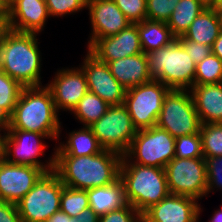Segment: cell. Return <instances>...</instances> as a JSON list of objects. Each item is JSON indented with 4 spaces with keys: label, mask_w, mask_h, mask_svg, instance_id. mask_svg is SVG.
Listing matches in <instances>:
<instances>
[{
    "label": "cell",
    "mask_w": 222,
    "mask_h": 222,
    "mask_svg": "<svg viewBox=\"0 0 222 222\" xmlns=\"http://www.w3.org/2000/svg\"><path fill=\"white\" fill-rule=\"evenodd\" d=\"M66 143L60 142L54 149V156H85L99 154L104 149L89 127H82L69 133Z\"/></svg>",
    "instance_id": "obj_24"
},
{
    "label": "cell",
    "mask_w": 222,
    "mask_h": 222,
    "mask_svg": "<svg viewBox=\"0 0 222 222\" xmlns=\"http://www.w3.org/2000/svg\"><path fill=\"white\" fill-rule=\"evenodd\" d=\"M0 222H22L16 204L0 201Z\"/></svg>",
    "instance_id": "obj_39"
},
{
    "label": "cell",
    "mask_w": 222,
    "mask_h": 222,
    "mask_svg": "<svg viewBox=\"0 0 222 222\" xmlns=\"http://www.w3.org/2000/svg\"><path fill=\"white\" fill-rule=\"evenodd\" d=\"M46 222H76V217H71L59 210L55 212Z\"/></svg>",
    "instance_id": "obj_41"
},
{
    "label": "cell",
    "mask_w": 222,
    "mask_h": 222,
    "mask_svg": "<svg viewBox=\"0 0 222 222\" xmlns=\"http://www.w3.org/2000/svg\"><path fill=\"white\" fill-rule=\"evenodd\" d=\"M65 185L54 172L45 173L33 188L16 204L22 222H46L60 210Z\"/></svg>",
    "instance_id": "obj_7"
},
{
    "label": "cell",
    "mask_w": 222,
    "mask_h": 222,
    "mask_svg": "<svg viewBox=\"0 0 222 222\" xmlns=\"http://www.w3.org/2000/svg\"><path fill=\"white\" fill-rule=\"evenodd\" d=\"M119 178L127 203L141 214L170 194L164 168L121 163Z\"/></svg>",
    "instance_id": "obj_4"
},
{
    "label": "cell",
    "mask_w": 222,
    "mask_h": 222,
    "mask_svg": "<svg viewBox=\"0 0 222 222\" xmlns=\"http://www.w3.org/2000/svg\"><path fill=\"white\" fill-rule=\"evenodd\" d=\"M45 3L50 17H63L87 7V0H45Z\"/></svg>",
    "instance_id": "obj_34"
},
{
    "label": "cell",
    "mask_w": 222,
    "mask_h": 222,
    "mask_svg": "<svg viewBox=\"0 0 222 222\" xmlns=\"http://www.w3.org/2000/svg\"><path fill=\"white\" fill-rule=\"evenodd\" d=\"M217 14L219 16L220 26H221V31H222V9L217 10Z\"/></svg>",
    "instance_id": "obj_50"
},
{
    "label": "cell",
    "mask_w": 222,
    "mask_h": 222,
    "mask_svg": "<svg viewBox=\"0 0 222 222\" xmlns=\"http://www.w3.org/2000/svg\"><path fill=\"white\" fill-rule=\"evenodd\" d=\"M1 131L4 135H2ZM8 130H0V162L5 160V140Z\"/></svg>",
    "instance_id": "obj_45"
},
{
    "label": "cell",
    "mask_w": 222,
    "mask_h": 222,
    "mask_svg": "<svg viewBox=\"0 0 222 222\" xmlns=\"http://www.w3.org/2000/svg\"><path fill=\"white\" fill-rule=\"evenodd\" d=\"M76 222H99V216L89 207L76 216Z\"/></svg>",
    "instance_id": "obj_40"
},
{
    "label": "cell",
    "mask_w": 222,
    "mask_h": 222,
    "mask_svg": "<svg viewBox=\"0 0 222 222\" xmlns=\"http://www.w3.org/2000/svg\"><path fill=\"white\" fill-rule=\"evenodd\" d=\"M142 51L146 54L169 45L176 38L167 23L145 19L137 23Z\"/></svg>",
    "instance_id": "obj_25"
},
{
    "label": "cell",
    "mask_w": 222,
    "mask_h": 222,
    "mask_svg": "<svg viewBox=\"0 0 222 222\" xmlns=\"http://www.w3.org/2000/svg\"><path fill=\"white\" fill-rule=\"evenodd\" d=\"M99 222H143L142 214L130 204L99 217Z\"/></svg>",
    "instance_id": "obj_37"
},
{
    "label": "cell",
    "mask_w": 222,
    "mask_h": 222,
    "mask_svg": "<svg viewBox=\"0 0 222 222\" xmlns=\"http://www.w3.org/2000/svg\"><path fill=\"white\" fill-rule=\"evenodd\" d=\"M9 30L10 27L7 14H0V44Z\"/></svg>",
    "instance_id": "obj_43"
},
{
    "label": "cell",
    "mask_w": 222,
    "mask_h": 222,
    "mask_svg": "<svg viewBox=\"0 0 222 222\" xmlns=\"http://www.w3.org/2000/svg\"><path fill=\"white\" fill-rule=\"evenodd\" d=\"M175 157L204 158L200 133L175 138Z\"/></svg>",
    "instance_id": "obj_32"
},
{
    "label": "cell",
    "mask_w": 222,
    "mask_h": 222,
    "mask_svg": "<svg viewBox=\"0 0 222 222\" xmlns=\"http://www.w3.org/2000/svg\"><path fill=\"white\" fill-rule=\"evenodd\" d=\"M199 133L204 157L222 156V123L201 124Z\"/></svg>",
    "instance_id": "obj_30"
},
{
    "label": "cell",
    "mask_w": 222,
    "mask_h": 222,
    "mask_svg": "<svg viewBox=\"0 0 222 222\" xmlns=\"http://www.w3.org/2000/svg\"><path fill=\"white\" fill-rule=\"evenodd\" d=\"M199 1H201L207 7H210L214 3V0H199Z\"/></svg>",
    "instance_id": "obj_49"
},
{
    "label": "cell",
    "mask_w": 222,
    "mask_h": 222,
    "mask_svg": "<svg viewBox=\"0 0 222 222\" xmlns=\"http://www.w3.org/2000/svg\"><path fill=\"white\" fill-rule=\"evenodd\" d=\"M127 19L132 23H140L146 19L147 0H113Z\"/></svg>",
    "instance_id": "obj_35"
},
{
    "label": "cell",
    "mask_w": 222,
    "mask_h": 222,
    "mask_svg": "<svg viewBox=\"0 0 222 222\" xmlns=\"http://www.w3.org/2000/svg\"><path fill=\"white\" fill-rule=\"evenodd\" d=\"M51 91L44 85L24 87L11 115L9 129L45 134L57 141L62 132Z\"/></svg>",
    "instance_id": "obj_3"
},
{
    "label": "cell",
    "mask_w": 222,
    "mask_h": 222,
    "mask_svg": "<svg viewBox=\"0 0 222 222\" xmlns=\"http://www.w3.org/2000/svg\"><path fill=\"white\" fill-rule=\"evenodd\" d=\"M201 124L190 90L171 89L164 98L156 126L177 138L199 133Z\"/></svg>",
    "instance_id": "obj_8"
},
{
    "label": "cell",
    "mask_w": 222,
    "mask_h": 222,
    "mask_svg": "<svg viewBox=\"0 0 222 222\" xmlns=\"http://www.w3.org/2000/svg\"><path fill=\"white\" fill-rule=\"evenodd\" d=\"M24 87L0 69V106L12 115Z\"/></svg>",
    "instance_id": "obj_31"
},
{
    "label": "cell",
    "mask_w": 222,
    "mask_h": 222,
    "mask_svg": "<svg viewBox=\"0 0 222 222\" xmlns=\"http://www.w3.org/2000/svg\"><path fill=\"white\" fill-rule=\"evenodd\" d=\"M207 173L206 197L214 188L222 189V156L204 157Z\"/></svg>",
    "instance_id": "obj_36"
},
{
    "label": "cell",
    "mask_w": 222,
    "mask_h": 222,
    "mask_svg": "<svg viewBox=\"0 0 222 222\" xmlns=\"http://www.w3.org/2000/svg\"><path fill=\"white\" fill-rule=\"evenodd\" d=\"M210 7L216 10L222 9V0H214V3Z\"/></svg>",
    "instance_id": "obj_47"
},
{
    "label": "cell",
    "mask_w": 222,
    "mask_h": 222,
    "mask_svg": "<svg viewBox=\"0 0 222 222\" xmlns=\"http://www.w3.org/2000/svg\"><path fill=\"white\" fill-rule=\"evenodd\" d=\"M11 115L0 106V130H8L10 128Z\"/></svg>",
    "instance_id": "obj_42"
},
{
    "label": "cell",
    "mask_w": 222,
    "mask_h": 222,
    "mask_svg": "<svg viewBox=\"0 0 222 222\" xmlns=\"http://www.w3.org/2000/svg\"><path fill=\"white\" fill-rule=\"evenodd\" d=\"M209 222H222V209H217Z\"/></svg>",
    "instance_id": "obj_46"
},
{
    "label": "cell",
    "mask_w": 222,
    "mask_h": 222,
    "mask_svg": "<svg viewBox=\"0 0 222 222\" xmlns=\"http://www.w3.org/2000/svg\"><path fill=\"white\" fill-rule=\"evenodd\" d=\"M212 53L216 55L222 61V31L220 32L219 36L214 41L212 47Z\"/></svg>",
    "instance_id": "obj_44"
},
{
    "label": "cell",
    "mask_w": 222,
    "mask_h": 222,
    "mask_svg": "<svg viewBox=\"0 0 222 222\" xmlns=\"http://www.w3.org/2000/svg\"><path fill=\"white\" fill-rule=\"evenodd\" d=\"M121 159V154L111 150L80 157L54 156V172L65 186L87 190L115 182Z\"/></svg>",
    "instance_id": "obj_1"
},
{
    "label": "cell",
    "mask_w": 222,
    "mask_h": 222,
    "mask_svg": "<svg viewBox=\"0 0 222 222\" xmlns=\"http://www.w3.org/2000/svg\"><path fill=\"white\" fill-rule=\"evenodd\" d=\"M84 57L81 68L87 79L88 91L110 106L124 104L127 90L111 74L107 63L100 61L89 50Z\"/></svg>",
    "instance_id": "obj_13"
},
{
    "label": "cell",
    "mask_w": 222,
    "mask_h": 222,
    "mask_svg": "<svg viewBox=\"0 0 222 222\" xmlns=\"http://www.w3.org/2000/svg\"><path fill=\"white\" fill-rule=\"evenodd\" d=\"M91 34L89 49L98 39L118 34L132 24L113 0H87Z\"/></svg>",
    "instance_id": "obj_16"
},
{
    "label": "cell",
    "mask_w": 222,
    "mask_h": 222,
    "mask_svg": "<svg viewBox=\"0 0 222 222\" xmlns=\"http://www.w3.org/2000/svg\"><path fill=\"white\" fill-rule=\"evenodd\" d=\"M89 207L100 217L127 204L120 178L110 185L87 189Z\"/></svg>",
    "instance_id": "obj_22"
},
{
    "label": "cell",
    "mask_w": 222,
    "mask_h": 222,
    "mask_svg": "<svg viewBox=\"0 0 222 222\" xmlns=\"http://www.w3.org/2000/svg\"><path fill=\"white\" fill-rule=\"evenodd\" d=\"M220 32L221 26L217 10L206 7L191 23L185 34L178 38H186L213 47Z\"/></svg>",
    "instance_id": "obj_23"
},
{
    "label": "cell",
    "mask_w": 222,
    "mask_h": 222,
    "mask_svg": "<svg viewBox=\"0 0 222 222\" xmlns=\"http://www.w3.org/2000/svg\"><path fill=\"white\" fill-rule=\"evenodd\" d=\"M46 172L40 168L0 162V201L17 204Z\"/></svg>",
    "instance_id": "obj_15"
},
{
    "label": "cell",
    "mask_w": 222,
    "mask_h": 222,
    "mask_svg": "<svg viewBox=\"0 0 222 222\" xmlns=\"http://www.w3.org/2000/svg\"><path fill=\"white\" fill-rule=\"evenodd\" d=\"M222 83V61L213 53L196 65L194 85Z\"/></svg>",
    "instance_id": "obj_28"
},
{
    "label": "cell",
    "mask_w": 222,
    "mask_h": 222,
    "mask_svg": "<svg viewBox=\"0 0 222 222\" xmlns=\"http://www.w3.org/2000/svg\"><path fill=\"white\" fill-rule=\"evenodd\" d=\"M10 30L39 34L49 14L45 0H9L6 5Z\"/></svg>",
    "instance_id": "obj_19"
},
{
    "label": "cell",
    "mask_w": 222,
    "mask_h": 222,
    "mask_svg": "<svg viewBox=\"0 0 222 222\" xmlns=\"http://www.w3.org/2000/svg\"><path fill=\"white\" fill-rule=\"evenodd\" d=\"M190 92L202 124L222 123V83L193 85Z\"/></svg>",
    "instance_id": "obj_21"
},
{
    "label": "cell",
    "mask_w": 222,
    "mask_h": 222,
    "mask_svg": "<svg viewBox=\"0 0 222 222\" xmlns=\"http://www.w3.org/2000/svg\"><path fill=\"white\" fill-rule=\"evenodd\" d=\"M87 208H89V199L86 190L63 187L60 201L61 211L71 217H76Z\"/></svg>",
    "instance_id": "obj_29"
},
{
    "label": "cell",
    "mask_w": 222,
    "mask_h": 222,
    "mask_svg": "<svg viewBox=\"0 0 222 222\" xmlns=\"http://www.w3.org/2000/svg\"><path fill=\"white\" fill-rule=\"evenodd\" d=\"M189 196L169 194L142 214L143 222H199L201 207Z\"/></svg>",
    "instance_id": "obj_17"
},
{
    "label": "cell",
    "mask_w": 222,
    "mask_h": 222,
    "mask_svg": "<svg viewBox=\"0 0 222 222\" xmlns=\"http://www.w3.org/2000/svg\"><path fill=\"white\" fill-rule=\"evenodd\" d=\"M206 7L199 0H180L167 22L172 35L175 38L183 36L191 23Z\"/></svg>",
    "instance_id": "obj_26"
},
{
    "label": "cell",
    "mask_w": 222,
    "mask_h": 222,
    "mask_svg": "<svg viewBox=\"0 0 222 222\" xmlns=\"http://www.w3.org/2000/svg\"><path fill=\"white\" fill-rule=\"evenodd\" d=\"M5 5H7L9 0H1Z\"/></svg>",
    "instance_id": "obj_51"
},
{
    "label": "cell",
    "mask_w": 222,
    "mask_h": 222,
    "mask_svg": "<svg viewBox=\"0 0 222 222\" xmlns=\"http://www.w3.org/2000/svg\"><path fill=\"white\" fill-rule=\"evenodd\" d=\"M170 90L156 79L127 89L124 105L137 130L156 126L164 98Z\"/></svg>",
    "instance_id": "obj_9"
},
{
    "label": "cell",
    "mask_w": 222,
    "mask_h": 222,
    "mask_svg": "<svg viewBox=\"0 0 222 222\" xmlns=\"http://www.w3.org/2000/svg\"><path fill=\"white\" fill-rule=\"evenodd\" d=\"M0 14H7L6 5L0 0Z\"/></svg>",
    "instance_id": "obj_48"
},
{
    "label": "cell",
    "mask_w": 222,
    "mask_h": 222,
    "mask_svg": "<svg viewBox=\"0 0 222 222\" xmlns=\"http://www.w3.org/2000/svg\"><path fill=\"white\" fill-rule=\"evenodd\" d=\"M89 128L104 150H111L122 156L127 152L137 133L124 104L110 106Z\"/></svg>",
    "instance_id": "obj_10"
},
{
    "label": "cell",
    "mask_w": 222,
    "mask_h": 222,
    "mask_svg": "<svg viewBox=\"0 0 222 222\" xmlns=\"http://www.w3.org/2000/svg\"><path fill=\"white\" fill-rule=\"evenodd\" d=\"M38 34L9 30L0 44V69L23 87H40Z\"/></svg>",
    "instance_id": "obj_2"
},
{
    "label": "cell",
    "mask_w": 222,
    "mask_h": 222,
    "mask_svg": "<svg viewBox=\"0 0 222 222\" xmlns=\"http://www.w3.org/2000/svg\"><path fill=\"white\" fill-rule=\"evenodd\" d=\"M152 79L170 89L190 90L194 85L196 64L176 38L169 45L146 53Z\"/></svg>",
    "instance_id": "obj_5"
},
{
    "label": "cell",
    "mask_w": 222,
    "mask_h": 222,
    "mask_svg": "<svg viewBox=\"0 0 222 222\" xmlns=\"http://www.w3.org/2000/svg\"><path fill=\"white\" fill-rule=\"evenodd\" d=\"M175 157V137L157 126L137 130L121 163L164 168Z\"/></svg>",
    "instance_id": "obj_6"
},
{
    "label": "cell",
    "mask_w": 222,
    "mask_h": 222,
    "mask_svg": "<svg viewBox=\"0 0 222 222\" xmlns=\"http://www.w3.org/2000/svg\"><path fill=\"white\" fill-rule=\"evenodd\" d=\"M107 65L111 74L126 90L152 80L144 52L107 62Z\"/></svg>",
    "instance_id": "obj_20"
},
{
    "label": "cell",
    "mask_w": 222,
    "mask_h": 222,
    "mask_svg": "<svg viewBox=\"0 0 222 222\" xmlns=\"http://www.w3.org/2000/svg\"><path fill=\"white\" fill-rule=\"evenodd\" d=\"M43 138L48 139L42 133L8 129L5 140V161L15 165L37 167L46 173L54 171V154L45 161L46 164L40 160V155H45L43 150L47 146L42 141Z\"/></svg>",
    "instance_id": "obj_12"
},
{
    "label": "cell",
    "mask_w": 222,
    "mask_h": 222,
    "mask_svg": "<svg viewBox=\"0 0 222 222\" xmlns=\"http://www.w3.org/2000/svg\"><path fill=\"white\" fill-rule=\"evenodd\" d=\"M109 107L110 105L98 95L88 91L71 113L75 115V119L83 123V127H89L99 120Z\"/></svg>",
    "instance_id": "obj_27"
},
{
    "label": "cell",
    "mask_w": 222,
    "mask_h": 222,
    "mask_svg": "<svg viewBox=\"0 0 222 222\" xmlns=\"http://www.w3.org/2000/svg\"><path fill=\"white\" fill-rule=\"evenodd\" d=\"M88 50L105 63L143 53L137 23L118 34L98 39Z\"/></svg>",
    "instance_id": "obj_18"
},
{
    "label": "cell",
    "mask_w": 222,
    "mask_h": 222,
    "mask_svg": "<svg viewBox=\"0 0 222 222\" xmlns=\"http://www.w3.org/2000/svg\"><path fill=\"white\" fill-rule=\"evenodd\" d=\"M52 80L46 84V87L51 91L57 112L61 109L72 112L88 92L87 79L80 66L71 69L62 68L56 72Z\"/></svg>",
    "instance_id": "obj_14"
},
{
    "label": "cell",
    "mask_w": 222,
    "mask_h": 222,
    "mask_svg": "<svg viewBox=\"0 0 222 222\" xmlns=\"http://www.w3.org/2000/svg\"><path fill=\"white\" fill-rule=\"evenodd\" d=\"M180 0H147L146 19L167 23Z\"/></svg>",
    "instance_id": "obj_33"
},
{
    "label": "cell",
    "mask_w": 222,
    "mask_h": 222,
    "mask_svg": "<svg viewBox=\"0 0 222 222\" xmlns=\"http://www.w3.org/2000/svg\"><path fill=\"white\" fill-rule=\"evenodd\" d=\"M177 39L183 45L187 54L191 57L192 61H194L196 65L212 54L211 46L190 41L187 40L186 38H177Z\"/></svg>",
    "instance_id": "obj_38"
},
{
    "label": "cell",
    "mask_w": 222,
    "mask_h": 222,
    "mask_svg": "<svg viewBox=\"0 0 222 222\" xmlns=\"http://www.w3.org/2000/svg\"><path fill=\"white\" fill-rule=\"evenodd\" d=\"M164 169L170 194L189 196L199 201L206 196L207 173L204 158L174 157Z\"/></svg>",
    "instance_id": "obj_11"
}]
</instances>
